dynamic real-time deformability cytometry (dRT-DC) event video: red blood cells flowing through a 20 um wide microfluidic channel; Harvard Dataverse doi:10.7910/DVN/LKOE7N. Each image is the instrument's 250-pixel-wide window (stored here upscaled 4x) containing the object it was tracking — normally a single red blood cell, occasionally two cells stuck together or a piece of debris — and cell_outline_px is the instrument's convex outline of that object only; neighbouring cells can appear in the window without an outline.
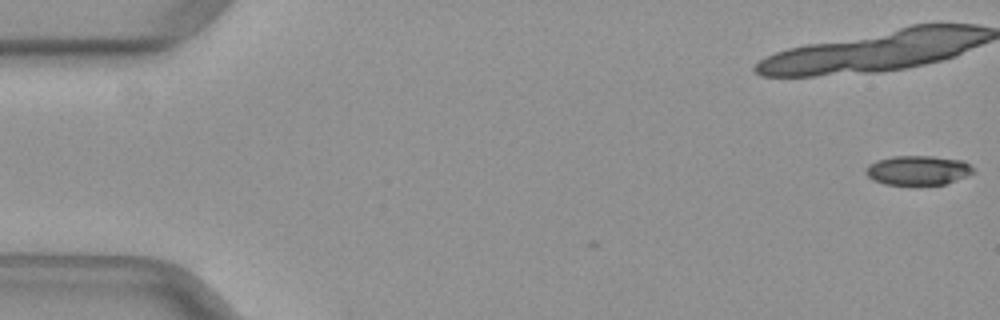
{"species": "common noctule bat (a hibernating species)", "species_latin": "Nyctalus noctula", "temperature_condition": "warm", "stored_images_in_passage": 4, "camera_frame_rate_fps": 3000, "um_per_image_px": 0.085, "animal": {"sex": "female", "body_mass_g": 29.2, "forearm_length_mm": 56.3}, "frame": {"image": 1, "passage_image": 4, "time_ms": 1.0, "image_size_px": [1000, 320], "cell_outline_px": [[972, 172], [956, 180], [944, 184], [916, 188], [884, 184], [872, 180], [864, 172], [864, 168], [868, 164], [876, 160], [892, 156], [932, 156], [964, 160], [972, 168]], "centroid_in_image_um": [77.93, 14.52], "position_along_channel_um": 7.1, "area_um2": 19.19}}